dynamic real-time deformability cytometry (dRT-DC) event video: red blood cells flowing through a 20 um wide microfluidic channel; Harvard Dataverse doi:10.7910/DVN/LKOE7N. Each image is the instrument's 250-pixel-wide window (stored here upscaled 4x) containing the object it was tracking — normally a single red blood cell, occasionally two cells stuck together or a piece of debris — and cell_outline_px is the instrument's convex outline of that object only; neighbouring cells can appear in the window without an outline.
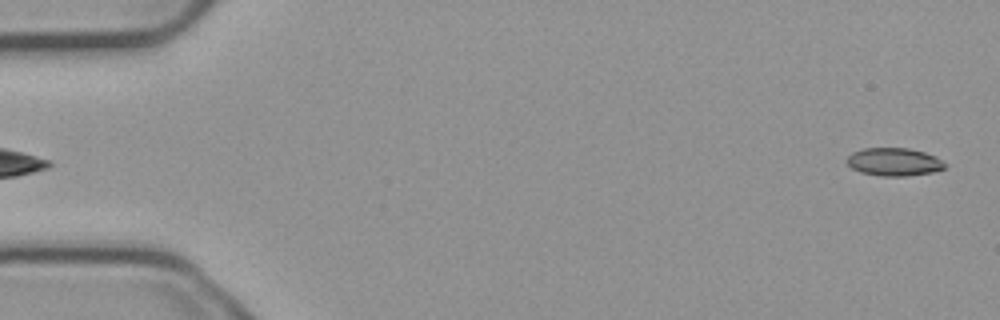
{"species": "common noctule bat (a hibernating species)", "species_latin": "Nyctalus noctula", "temperature_condition": "cold", "stored_images_in_passage": 6, "segment_of_instrument_passage": [2, 2], "camera_frame_rate_fps": 3000, "um_per_image_px": 0.085, "animal": {"sex": "male", "body_mass_g": 23.1, "forearm_length_mm": 52.7}, "frame": {"image": 1, "passage_image": 6, "time_ms": 1.667, "image_size_px": [1000, 320], "cell_outline_px": [[948, 164], [944, 168], [932, 172], [908, 176], [880, 176], [860, 172], [852, 168], [844, 160], [852, 152], [864, 148], [908, 148], [924, 152], [936, 156]], "centroid_in_image_um": [75.99, 13.76], "position_along_channel_um": 9.0, "area_um2": 16.13}}